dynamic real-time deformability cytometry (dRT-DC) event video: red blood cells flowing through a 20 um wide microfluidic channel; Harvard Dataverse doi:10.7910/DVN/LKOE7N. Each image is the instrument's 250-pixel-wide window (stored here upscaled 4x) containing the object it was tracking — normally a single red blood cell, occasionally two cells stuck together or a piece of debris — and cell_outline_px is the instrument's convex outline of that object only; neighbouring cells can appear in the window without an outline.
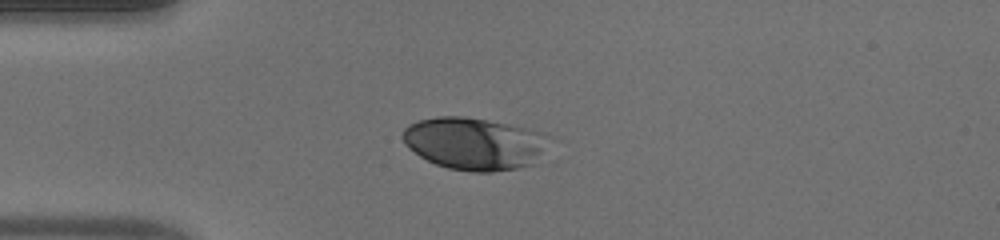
{"species": "human", "species_latin": "Homo sapiens", "temperature_condition": "warm", "stored_images_in_passage": 38, "camera_frame_rate_fps": 3000, "um_per_image_px": 0.085, "donor": {"sex": "male"}, "frame": {"image": 1, "passage_image": 1, "time_ms": 0.0, "image_size_px": [1000, 240], "cell_outline_px": [[552, 136], [532, 164], [516, 168], [492, 172], [472, 172], [448, 168], [436, 164], [420, 156], [408, 148], [404, 144], [400, 136], [404, 128], [408, 124], [420, 120], [436, 116], [464, 116], [488, 120], [544, 132]], "centroid_in_image_um": [40.27, 12.19], "position_along_channel_um": 44.7, "area_um2": 44.68}}
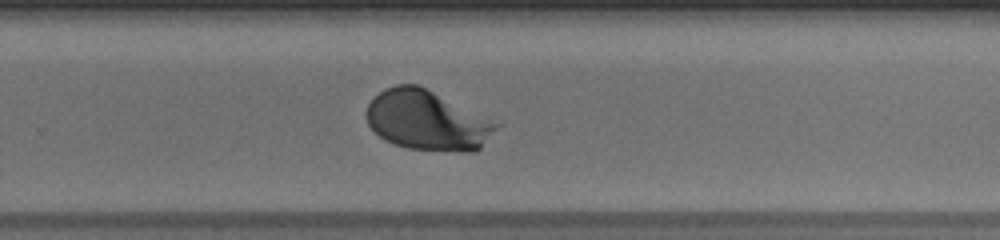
{"frame": {"image": 2, "passage_image": 21, "time_ms": 6.667, "image_size_px": [1000, 240], "cell_outline_px": [[500, 124], [480, 148], [476, 152], [464, 152], [408, 148], [384, 140], [368, 124], [364, 116], [368, 104], [384, 88], [396, 84], [416, 84]], "centroid_in_image_um": [36.26, 10.25], "position_along_channel_um": 293.5, "area_um2": 44.56}}
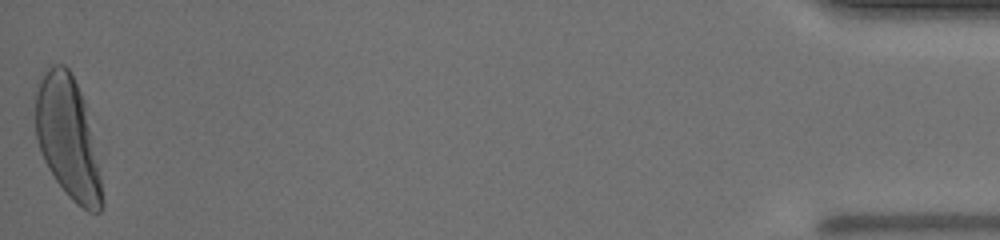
{"frame": {"image": 3, "passage_image": 38, "time_ms": 12.333, "image_size_px": [1000, 240], "cell_outline_px": [[104, 204], [100, 212], [88, 212], [76, 204], [68, 196], [56, 180], [48, 168], [40, 152], [36, 136], [32, 96], [44, 68], [52, 64], [64, 64], [68, 68], [84, 100], [100, 176], [104, 200]], "centroid_in_image_um": [5.7, 11.67], "position_along_channel_um": 429.5, "area_um2": 47.63}}